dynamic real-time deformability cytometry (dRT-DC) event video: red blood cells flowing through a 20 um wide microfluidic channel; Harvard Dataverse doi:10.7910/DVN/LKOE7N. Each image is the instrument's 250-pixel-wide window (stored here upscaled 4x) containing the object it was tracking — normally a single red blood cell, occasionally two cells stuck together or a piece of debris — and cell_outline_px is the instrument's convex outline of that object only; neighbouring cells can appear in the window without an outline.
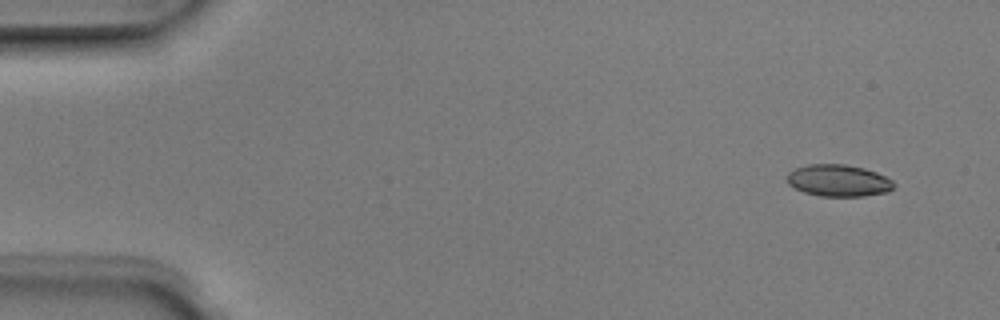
{"species": "Egyptian fruit bat (a non-hibernating species)", "species_latin": "Rousettus aegyptiacus", "temperature_condition": "room temperature", "stored_images_in_passage": 4, "camera_frame_rate_fps": 3000, "um_per_image_px": 0.085, "animal": {"sex": "male"}, "frame": {"image": 1, "passage_image": 1, "time_ms": 0.0, "image_size_px": [1000, 320], "cell_outline_px": [[896, 184], [888, 192], [864, 196], [820, 196], [804, 192], [788, 184], [788, 172], [796, 168], [808, 164], [844, 164], [864, 168], [876, 172], [892, 180]], "centroid_in_image_um": [71.28, 15.35], "position_along_channel_um": 13.7, "area_um2": 19.77}}
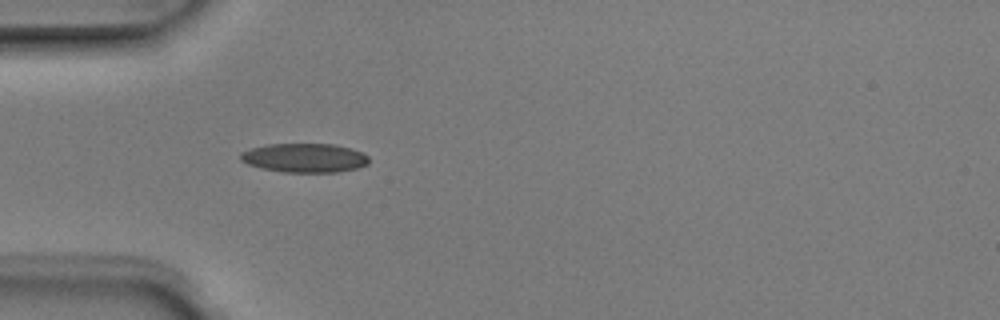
{"frame": {"image": 2, "passage_image": 4, "time_ms": 1.0, "image_size_px": [1000, 320], "cell_outline_px": [[368, 164], [356, 168], [336, 172], [284, 172], [260, 168], [248, 164], [240, 160], [240, 152], [252, 148], [268, 144], [332, 144], [352, 148], [368, 156]], "centroid_in_image_um": [25.87, 13.42], "position_along_channel_um": 59.1, "area_um2": 21.68}}